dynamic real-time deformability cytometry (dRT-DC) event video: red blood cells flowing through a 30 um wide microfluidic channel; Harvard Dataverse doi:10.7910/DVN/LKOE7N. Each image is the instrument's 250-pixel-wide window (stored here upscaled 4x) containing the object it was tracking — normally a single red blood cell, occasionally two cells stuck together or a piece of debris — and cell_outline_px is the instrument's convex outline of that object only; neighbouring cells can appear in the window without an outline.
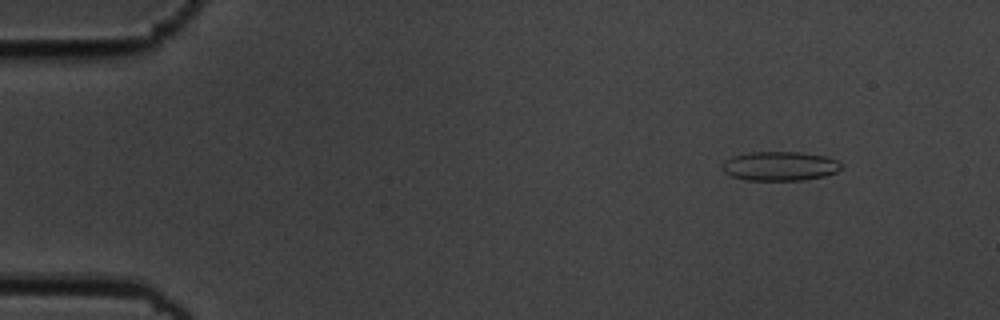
{"species": "common noctule bat (a hibernating species)", "species_latin": "Nyctalus noctula", "temperature_condition": "cold", "stored_images_in_passage": 55, "camera_frame_rate_fps": 3000, "um_per_image_px": 0.085, "animal": {"sex": "male", "body_mass_g": 19.5, "forearm_length_mm": 54.6}, "frame": {"image": 1, "passage_image": 6, "time_ms": 1.667, "image_size_px": [1000, 320], "cell_outline_px": [[840, 168], [836, 172], [824, 176], [800, 180], [744, 180], [732, 176], [724, 172], [720, 168], [720, 164], [724, 160], [732, 156], [748, 152], [800, 152], [828, 156], [836, 160], [840, 164]], "centroid_in_image_um": [66.22, 14.11], "position_along_channel_um": 18.8, "area_um2": 20.4}}
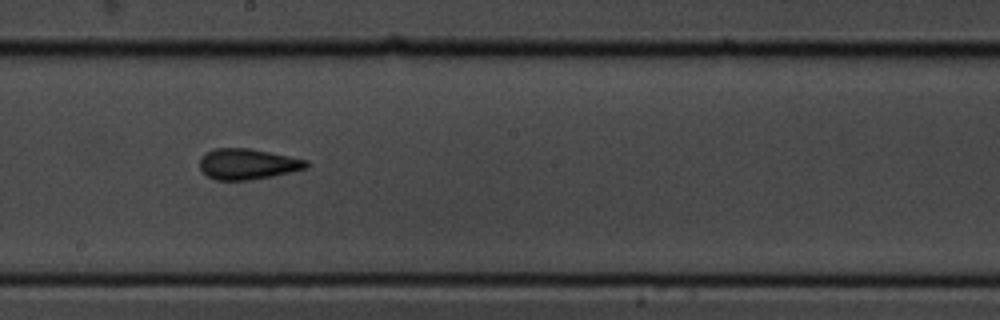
{"frame": {"image": 2, "passage_image": 31, "time_ms": 10.0, "image_size_px": [1000, 320], "cell_outline_px": [[308, 168], [272, 176], [248, 180], [216, 180], [208, 176], [200, 168], [200, 156], [204, 152], [216, 148], [248, 148], [308, 160]], "centroid_in_image_um": [21.02, 13.94], "position_along_channel_um": 227.2, "area_um2": 19.02}}
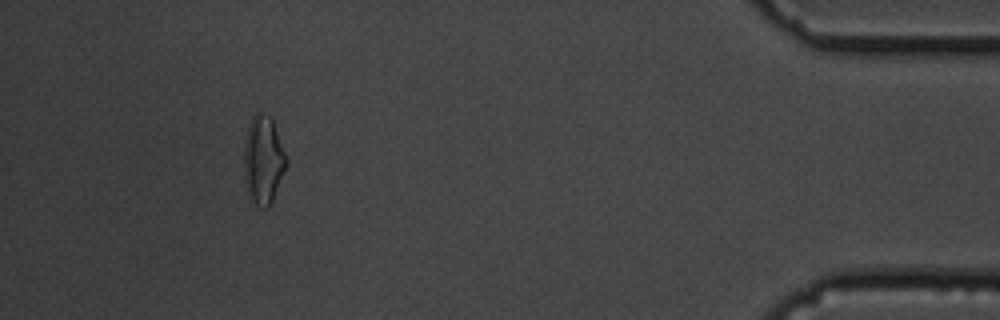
{"frame": {"image": 3, "passage_image": 51, "time_ms": 16.667, "image_size_px": [1000, 320], "cell_outline_px": [[288, 164], [272, 200], [268, 208], [264, 208], [256, 204], [252, 200], [248, 192], [244, 180], [244, 140], [248, 124], [252, 116], [256, 112], [260, 112], [272, 116], [288, 156]], "centroid_in_image_um": [22.4, 13.52], "position_along_channel_um": 412.8, "area_um2": 22.31}, "authors_computed_cell_mechanics": {"area_um2": 19.5942, "velocity_mm_per_s": 3.6415, "shape_relaxation_time_tau1_ms": 8.3978, "shape_relaxation_time_tau2_ms": 2.188, "deformation_change_tau1": 0.144, "deformation_change_tau2": 0.0674}}